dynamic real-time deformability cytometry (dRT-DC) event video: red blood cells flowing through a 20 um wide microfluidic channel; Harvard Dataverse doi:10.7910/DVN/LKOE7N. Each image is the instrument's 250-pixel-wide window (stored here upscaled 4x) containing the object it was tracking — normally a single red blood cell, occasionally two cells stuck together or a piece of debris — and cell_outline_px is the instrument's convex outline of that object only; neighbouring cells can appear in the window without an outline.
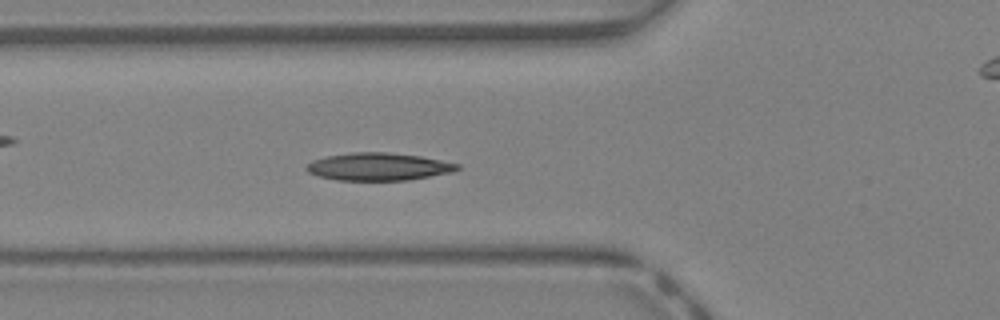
{"species": "Egyptian fruit bat (a non-hibernating species)", "species_latin": "Rousettus aegyptiacus", "temperature_condition": "warm", "stored_images_in_passage": 39, "camera_frame_rate_fps": 3000, "um_per_image_px": 0.085, "animal": {"sex": "female"}, "frame": {"image": 1, "passage_image": 12, "time_ms": 3.667, "image_size_px": [1000, 320], "cell_outline_px": [[460, 168], [452, 172], [408, 180], [336, 180], [320, 176], [308, 172], [304, 168], [312, 160], [324, 156], [352, 152], [384, 152], [420, 156], [460, 164]], "centroid_in_image_um": [32.14, 14.16], "position_along_channel_um": 93.7, "area_um2": 24.22}}
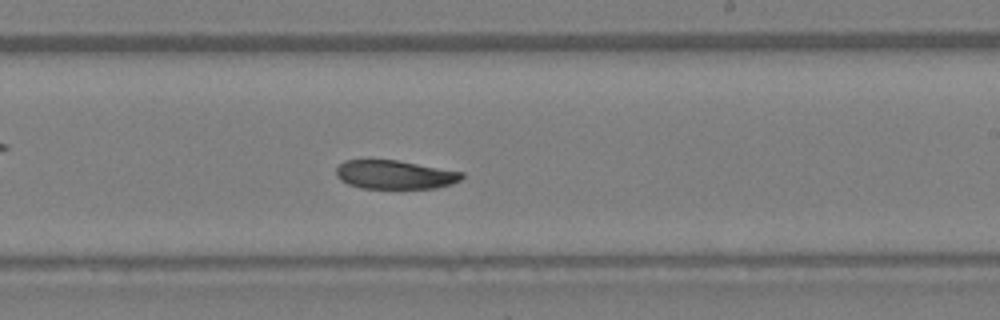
{"frame": {"image": 2, "passage_image": 22, "time_ms": 7.0, "image_size_px": [1000, 320], "cell_outline_px": [[464, 176], [460, 180], [452, 184], [436, 188], [360, 188], [348, 184], [340, 180], [336, 176], [336, 168], [344, 160], [396, 160], [464, 172]], "centroid_in_image_um": [33.56, 14.85], "position_along_channel_um": 255.4, "area_um2": 21.04}}
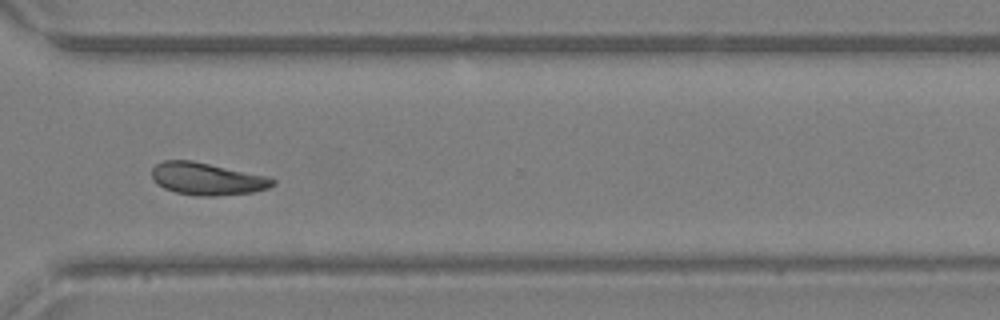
{"frame": {"image": 3, "passage_image": 28, "time_ms": 9.0, "image_size_px": [1000, 320], "cell_outline_px": [[276, 184], [268, 188], [252, 192], [216, 196], [196, 196], [176, 192], [164, 188], [156, 184], [152, 180], [152, 168], [156, 164], [164, 160], [192, 160], [272, 176], [276, 180]], "centroid_in_image_um": [17.64, 15.19], "position_along_channel_um": 353.0, "area_um2": 23.24}, "authors_computed_cell_mechanics": {"area_um2": 23.0044, "velocity_mm_per_s": 4.8614, "shape_relaxation_time_tau1_ms": 4.369, "shape_relaxation_time_tau2_ms": 3.4871, "deformation_change_tau1": 0.1253, "deformation_change_tau2": 0.0688}}